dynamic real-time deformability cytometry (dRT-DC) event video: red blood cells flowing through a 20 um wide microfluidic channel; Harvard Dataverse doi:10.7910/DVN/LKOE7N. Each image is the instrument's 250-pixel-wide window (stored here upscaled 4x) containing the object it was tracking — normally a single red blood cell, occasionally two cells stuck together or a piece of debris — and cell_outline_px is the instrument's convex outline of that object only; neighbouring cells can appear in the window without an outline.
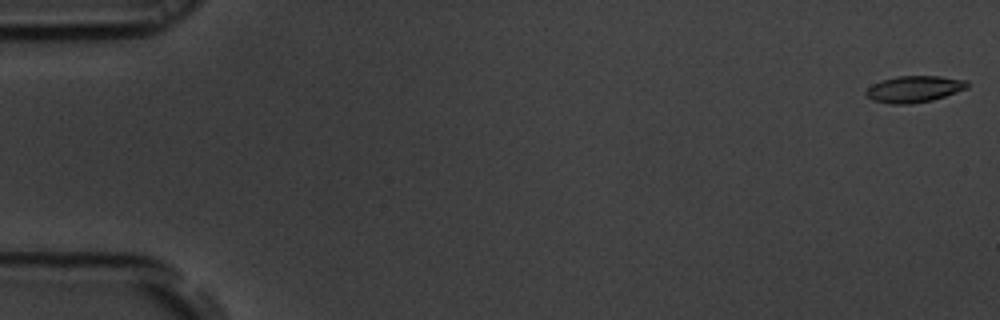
{"species": "common noctule bat (a hibernating species)", "species_latin": "Nyctalus noctula", "temperature_condition": "room temperature", "stored_images_in_passage": 55, "camera_frame_rate_fps": 3000, "um_per_image_px": 0.085, "animal": {"sex": "male", "body_mass_g": 19.5, "forearm_length_mm": 54.6}, "frame": {"image": 1, "passage_image": 1, "time_ms": 0.0, "image_size_px": [1000, 320], "cell_outline_px": [[968, 88], [932, 100], [912, 104], [888, 104], [872, 100], [864, 92], [872, 84], [880, 80], [896, 76], [940, 76], [968, 80]], "centroid_in_image_um": [77.69, 7.57], "position_along_channel_um": 7.3, "area_um2": 15.78}}
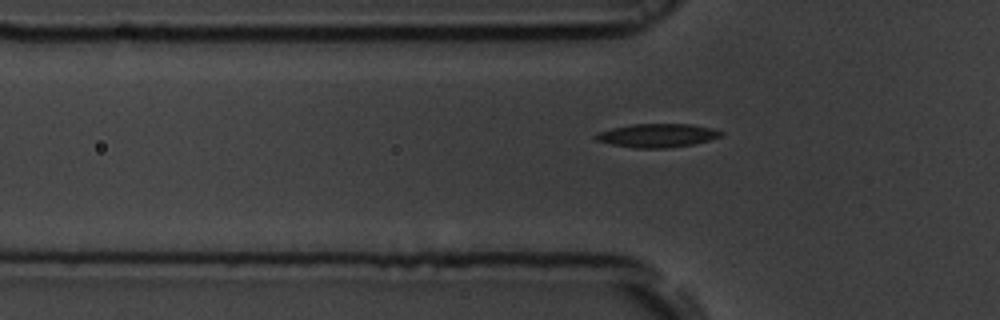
{"frame": {"image": 2, "passage_image": 18, "time_ms": 5.667, "image_size_px": [1000, 320], "cell_outline_px": [[724, 132], [720, 136], [708, 140], [692, 144], [664, 148], [632, 148], [612, 144], [596, 140], [592, 136], [600, 132], [612, 128], [632, 124], [692, 124], [712, 128]], "centroid_in_image_um": [55.84, 11.51], "position_along_channel_um": 70.0, "area_um2": 17.05}}
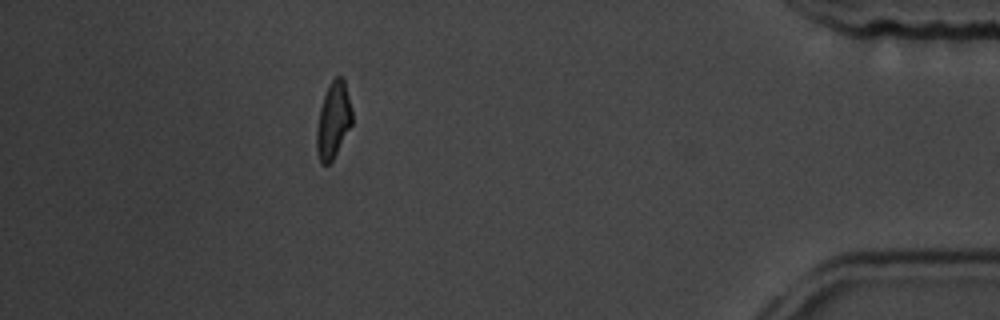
{"frame": {"image": 3, "passage_image": 49, "time_ms": 16.0, "image_size_px": [1000, 320], "cell_outline_px": [[352, 124], [332, 160], [328, 164], [320, 164], [316, 148], [316, 128], [320, 108], [324, 96], [332, 80], [336, 76], [340, 76], [344, 80], [352, 108]], "centroid_in_image_um": [28.32, 10.24], "position_along_channel_um": 406.9, "area_um2": 15.61}, "authors_computed_cell_mechanics": {"area_um2": 16.2996, "velocity_mm_per_s": 3.747, "shape_relaxation_time_tau1_ms": 3.3712, "shape_relaxation_time_tau2_ms": 2.4584, "deformation_change_tau1": 0.1487, "deformation_change_tau2": 0.0729}}